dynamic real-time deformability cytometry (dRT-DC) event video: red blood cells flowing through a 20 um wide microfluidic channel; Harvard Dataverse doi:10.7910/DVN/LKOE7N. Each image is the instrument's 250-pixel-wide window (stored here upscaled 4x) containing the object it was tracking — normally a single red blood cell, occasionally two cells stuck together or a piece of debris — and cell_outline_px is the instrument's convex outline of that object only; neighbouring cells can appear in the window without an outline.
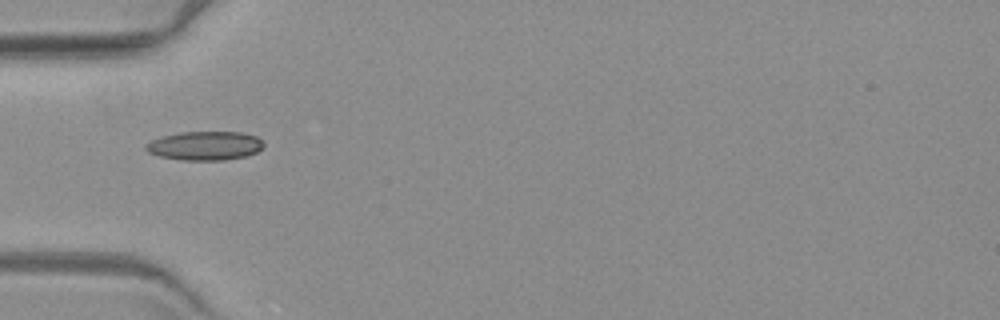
{"species": "common noctule bat (a hibernating species)", "species_latin": "Nyctalus noctula", "temperature_condition": "warm", "stored_images_in_passage": 4, "camera_frame_rate_fps": 3000, "um_per_image_px": 0.085, "animal": {"sex": "female", "body_mass_g": 19.3, "forearm_length_mm": 54.1}, "frame": {"image": 1, "passage_image": 1, "time_ms": 0.0, "image_size_px": [1000, 320], "cell_outline_px": [[264, 148], [248, 156], [224, 160], [184, 160], [160, 156], [148, 152], [144, 148], [144, 144], [152, 140], [164, 136], [180, 132], [240, 132], [256, 136], [264, 144]], "centroid_in_image_um": [17.43, 12.39], "position_along_channel_um": 67.6, "area_um2": 19.83}}
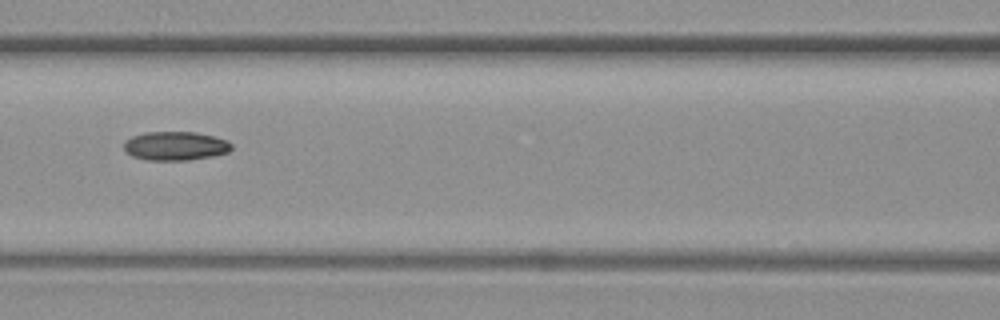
{"frame": {"image": 2, "passage_image": 3, "time_ms": 2.333, "image_size_px": [1000, 320], "cell_outline_px": [[232, 148], [228, 152], [212, 156], [188, 160], [148, 160], [132, 156], [124, 152], [124, 140], [132, 136], [144, 132], [196, 132], [228, 140], [232, 144]], "centroid_in_image_um": [14.88, 12.4], "position_along_channel_um": 151.7, "area_um2": 18.21}}
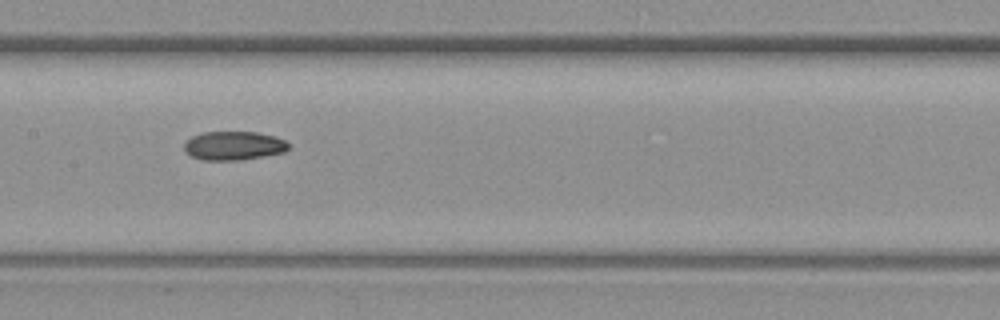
{"frame": {"image": 3, "passage_image": 4, "time_ms": 3.333, "image_size_px": [1000, 320], "cell_outline_px": [[288, 148], [284, 152], [264, 156], [240, 160], [204, 160], [192, 156], [184, 152], [184, 144], [192, 136], [204, 132], [256, 132], [276, 136], [284, 140], [288, 144]], "centroid_in_image_um": [19.86, 12.38], "position_along_channel_um": 187.5, "area_um2": 17.46}}